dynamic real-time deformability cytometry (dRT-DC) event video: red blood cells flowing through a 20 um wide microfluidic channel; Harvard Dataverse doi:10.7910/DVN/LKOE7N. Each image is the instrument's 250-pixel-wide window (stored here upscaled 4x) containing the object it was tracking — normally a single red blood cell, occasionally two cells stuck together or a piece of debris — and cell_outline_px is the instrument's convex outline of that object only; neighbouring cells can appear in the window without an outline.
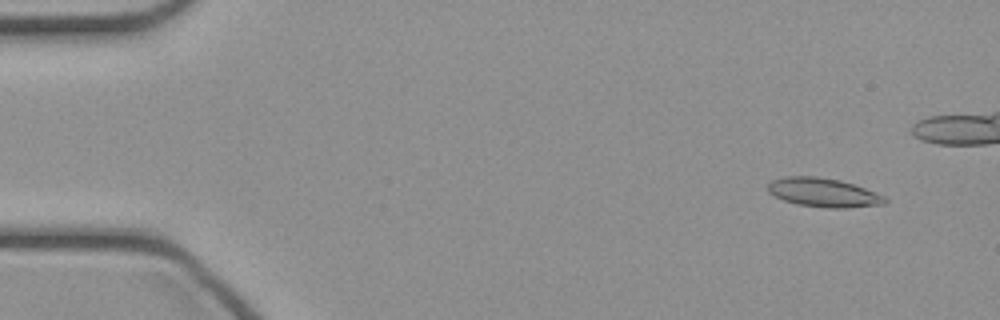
{"species": "common noctule bat (a hibernating species)", "species_latin": "Nyctalus noctula", "temperature_condition": "cold", "stored_images_in_passage": 48, "camera_frame_rate_fps": 3000, "um_per_image_px": 0.085, "animal": {"sex": "female", "body_mass_g": 21.9}, "frame": {"image": 1, "passage_image": 4, "time_ms": 1.0, "image_size_px": [1000, 320], "cell_outline_px": [[888, 200], [884, 204], [848, 208], [828, 208], [796, 204], [784, 200], [768, 192], [768, 184], [772, 180], [788, 176], [816, 176], [840, 180], [864, 188], [884, 196]], "centroid_in_image_um": [69.99, 16.37], "position_along_channel_um": 15.0, "area_um2": 19.59}}
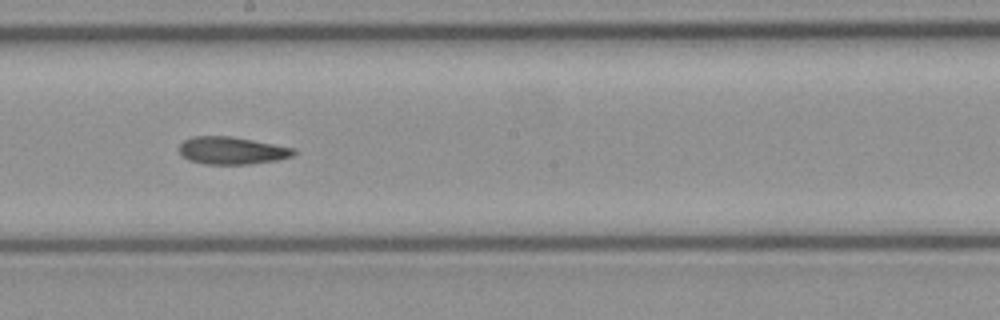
{"frame": {"image": 2, "passage_image": 26, "time_ms": 8.333, "image_size_px": [1000, 320], "cell_outline_px": [[296, 152], [292, 156], [276, 160], [248, 164], [204, 164], [188, 160], [180, 152], [180, 144], [184, 140], [192, 136], [232, 136], [296, 148]], "centroid_in_image_um": [19.72, 12.79], "position_along_channel_um": 228.5, "area_um2": 18.32}}
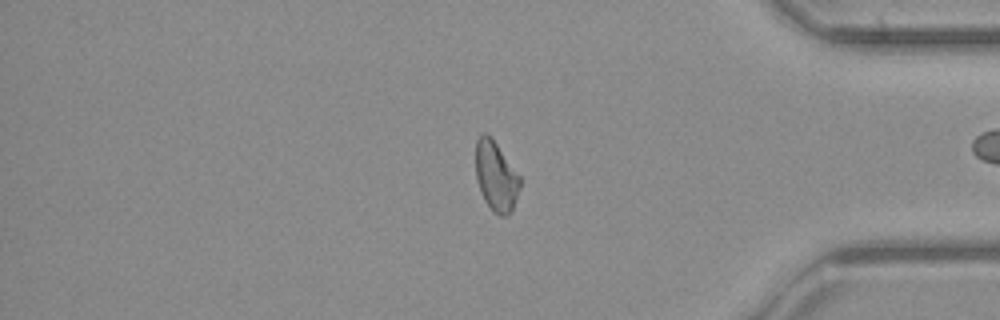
{"frame": {"image": 3, "passage_image": 39, "time_ms": 12.667, "image_size_px": [1000, 320], "cell_outline_px": [[520, 188], [512, 212], [508, 216], [500, 216], [484, 200], [476, 180], [476, 140], [484, 132], [488, 132], [492, 136], [520, 176]], "centroid_in_image_um": [42.16, 14.95], "position_along_channel_um": 393.0, "area_um2": 18.15}}